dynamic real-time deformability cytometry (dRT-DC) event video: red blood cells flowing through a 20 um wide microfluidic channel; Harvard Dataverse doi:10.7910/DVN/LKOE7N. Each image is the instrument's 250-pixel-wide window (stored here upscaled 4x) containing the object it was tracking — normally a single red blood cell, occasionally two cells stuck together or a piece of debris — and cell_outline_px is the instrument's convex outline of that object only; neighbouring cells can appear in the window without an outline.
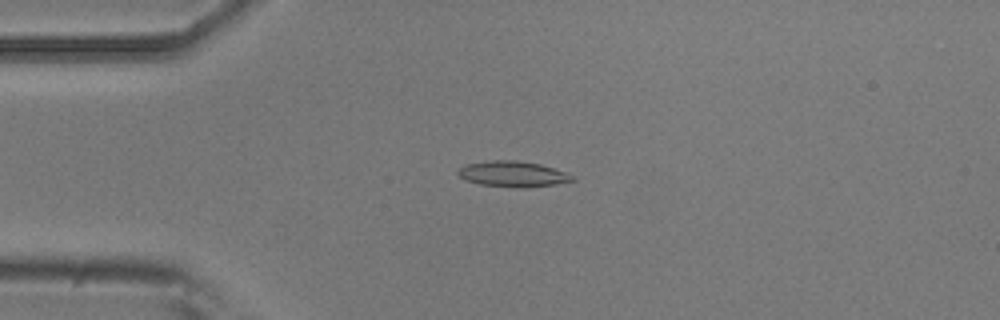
{"species": "common noctule bat (a hibernating species)", "species_latin": "Nyctalus noctula", "temperature_condition": "room temperature", "stored_images_in_passage": 6, "camera_frame_rate_fps": 3000, "um_per_image_px": 0.085, "animal": {"sex": "male", "body_mass_g": 20.5, "forearm_length_mm": 52.5}, "frame": {"image": 1, "passage_image": 4, "time_ms": 1.0, "image_size_px": [1000, 320], "cell_outline_px": [[576, 180], [556, 184], [524, 188], [516, 188], [480, 184], [468, 180], [460, 176], [456, 172], [464, 164], [492, 160], [516, 160], [540, 164], [564, 172], [572, 176]], "centroid_in_image_um": [43.58, 14.79], "position_along_channel_um": 41.4, "area_um2": 16.99}}
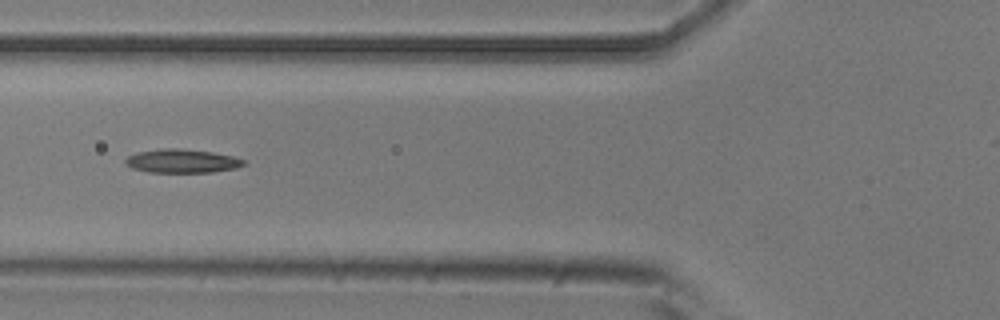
{"frame": {"image": 2, "passage_image": 6, "time_ms": 1.667, "image_size_px": [1000, 320], "cell_outline_px": [[248, 164], [236, 168], [212, 172], [148, 172], [132, 168], [124, 164], [124, 160], [128, 156], [136, 152], [160, 148], [176, 148], [212, 152], [232, 156], [244, 160]], "centroid_in_image_um": [15.44, 13.68], "position_along_channel_um": 110.4, "area_um2": 16.42}}